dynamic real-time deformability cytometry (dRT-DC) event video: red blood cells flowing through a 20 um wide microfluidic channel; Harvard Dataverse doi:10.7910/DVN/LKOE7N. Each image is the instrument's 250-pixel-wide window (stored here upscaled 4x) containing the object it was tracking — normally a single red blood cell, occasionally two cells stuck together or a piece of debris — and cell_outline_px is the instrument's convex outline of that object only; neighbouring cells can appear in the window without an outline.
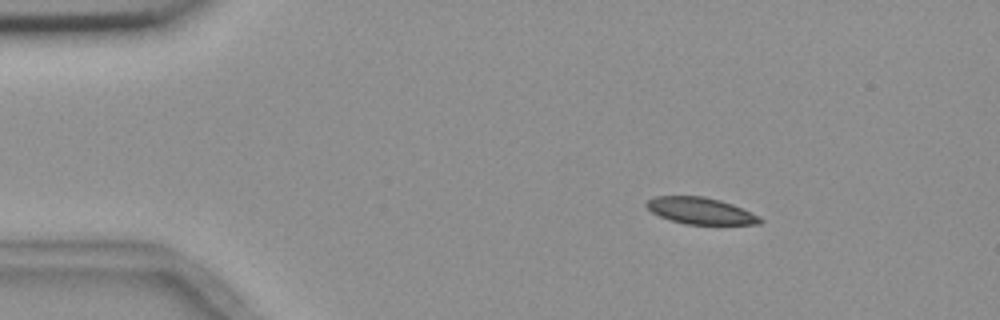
{"species": "common noctule bat (a hibernating species)", "species_latin": "Nyctalus noctula", "temperature_condition": "room temperature", "stored_images_in_passage": 4, "camera_frame_rate_fps": 3000, "um_per_image_px": 0.085, "animal": {"sex": "female", "body_mass_g": 18.4}, "frame": {"image": 1, "passage_image": 2, "time_ms": 1.667, "image_size_px": [1000, 320], "cell_outline_px": [[764, 220], [760, 224], [684, 224], [660, 216], [652, 212], [644, 204], [648, 200], [656, 196], [704, 196], [720, 200], [732, 204], [760, 216]], "centroid_in_image_um": [59.56, 17.91], "position_along_channel_um": 25.4, "area_um2": 17.51}}
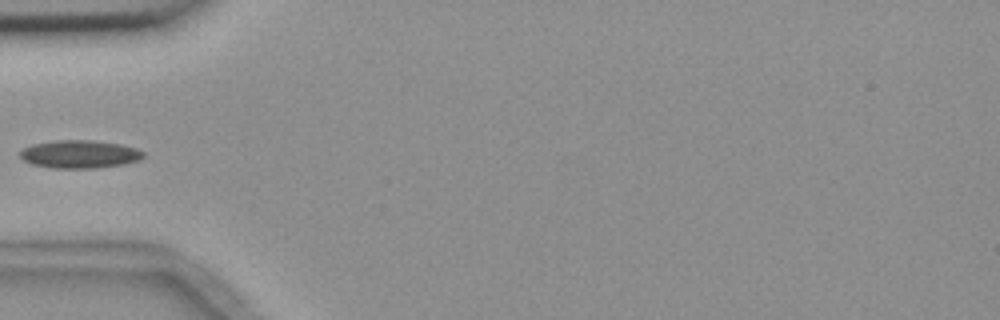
{"frame": {"image": 2, "passage_image": 4, "time_ms": 5.0, "image_size_px": [1000, 320], "cell_outline_px": [[144, 156], [140, 160], [124, 164], [96, 168], [52, 168], [32, 164], [24, 160], [16, 152], [32, 144], [56, 140], [92, 140], [120, 144], [136, 148], [144, 152]], "centroid_in_image_um": [6.75, 13.1], "position_along_channel_um": 78.2, "area_um2": 20.23}}